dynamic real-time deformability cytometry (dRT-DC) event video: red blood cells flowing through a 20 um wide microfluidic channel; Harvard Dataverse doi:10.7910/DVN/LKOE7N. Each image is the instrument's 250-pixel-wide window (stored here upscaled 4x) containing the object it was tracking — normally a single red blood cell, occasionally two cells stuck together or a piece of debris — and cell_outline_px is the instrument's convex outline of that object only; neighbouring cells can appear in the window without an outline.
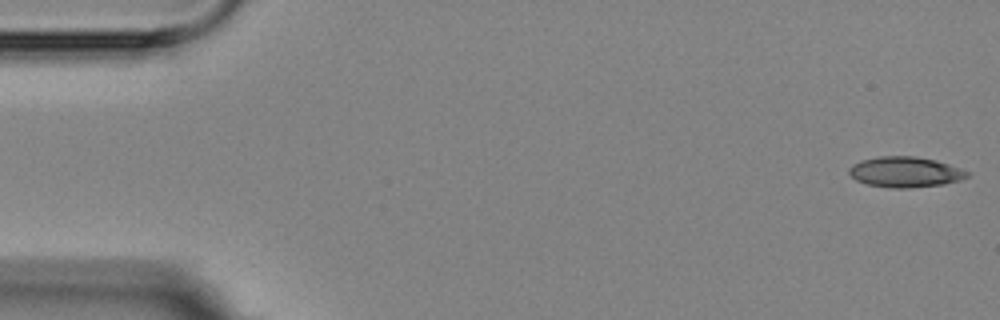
{"species": "Egyptian fruit bat (a non-hibernating species)", "species_latin": "Rousettus aegyptiacus", "temperature_condition": "room temperature", "stored_images_in_passage": 6, "camera_frame_rate_fps": 3000, "um_per_image_px": 0.085, "animal": {"sex": "female"}, "frame": {"image": 1, "passage_image": 1, "time_ms": 0.0, "image_size_px": [1000, 320], "cell_outline_px": [[968, 176], [960, 180], [944, 184], [908, 188], [892, 188], [868, 184], [856, 180], [848, 172], [848, 168], [852, 164], [860, 160], [876, 156], [916, 156], [936, 160], [960, 168], [968, 172]], "centroid_in_image_um": [76.91, 14.61], "position_along_channel_um": 8.1, "area_um2": 21.04}}
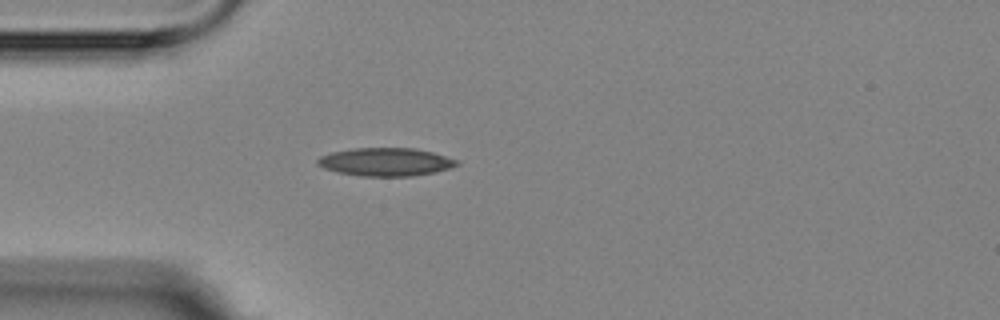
{"frame": {"image": 2, "passage_image": 5, "time_ms": 4.667, "image_size_px": [1000, 320], "cell_outline_px": [[460, 164], [448, 168], [432, 172], [412, 176], [360, 176], [336, 172], [324, 168], [316, 164], [316, 160], [320, 156], [332, 152], [356, 148], [416, 148], [432, 152], [456, 160]], "centroid_in_image_um": [32.72, 13.76], "position_along_channel_um": 52.3, "area_um2": 22.66}}